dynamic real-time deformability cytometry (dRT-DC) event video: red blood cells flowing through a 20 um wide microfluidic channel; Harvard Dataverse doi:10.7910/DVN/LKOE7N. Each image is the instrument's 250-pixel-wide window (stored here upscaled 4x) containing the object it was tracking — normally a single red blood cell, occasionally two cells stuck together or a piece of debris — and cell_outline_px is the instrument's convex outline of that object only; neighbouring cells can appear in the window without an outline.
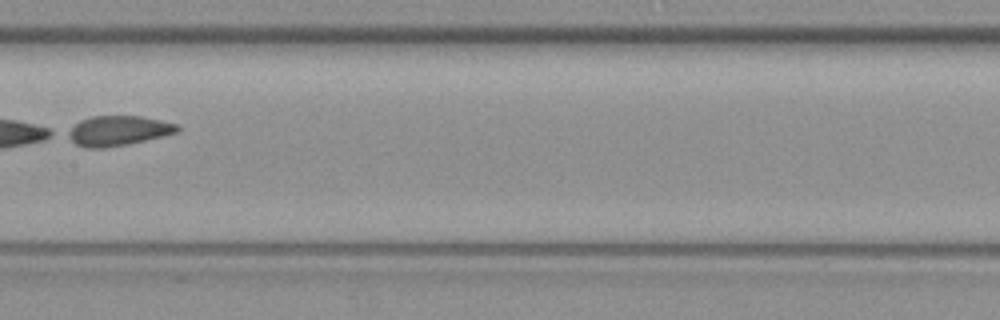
{"species": "common noctule bat (a hibernating species)", "species_latin": "Nyctalus noctula", "temperature_condition": "warm", "stored_images_in_passage": 5, "camera_frame_rate_fps": 3000, "um_per_image_px": 0.085, "animal": {"sex": "female", "body_mass_g": 19.3, "forearm_length_mm": 54.1}, "frame": {"image": 1, "passage_image": 4, "time_ms": 1.0, "image_size_px": [1000, 320], "cell_outline_px": [[180, 128], [176, 132], [144, 140], [104, 148], [88, 148], [76, 144], [64, 136], [64, 132], [80, 120], [92, 116], [140, 116], [160, 120], [176, 124]], "centroid_in_image_um": [9.93, 11.1], "position_along_channel_um": 197.5, "area_um2": 18.9}}
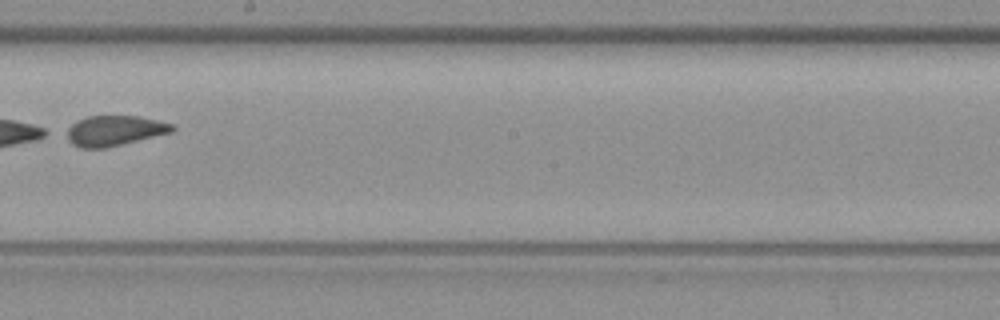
{"frame": {"image": 2, "passage_image": 5, "time_ms": 1.333, "image_size_px": [1000, 320], "cell_outline_px": [[176, 128], [172, 132], [104, 148], [80, 148], [72, 144], [60, 132], [76, 120], [88, 116], [140, 116], [172, 124]], "centroid_in_image_um": [9.62, 11.1], "position_along_channel_um": 238.6, "area_um2": 18.84}}